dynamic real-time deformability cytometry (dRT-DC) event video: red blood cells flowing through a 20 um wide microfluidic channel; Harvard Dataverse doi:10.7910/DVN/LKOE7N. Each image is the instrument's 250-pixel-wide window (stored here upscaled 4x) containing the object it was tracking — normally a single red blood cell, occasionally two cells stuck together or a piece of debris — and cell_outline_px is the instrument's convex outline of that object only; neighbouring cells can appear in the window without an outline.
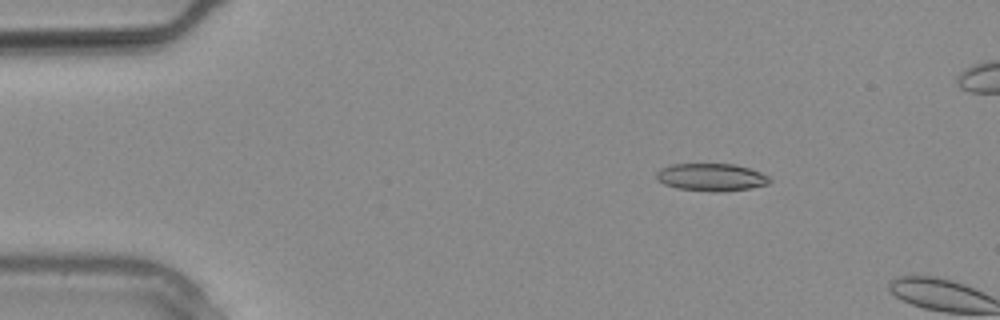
{"species": "common noctule bat (a hibernating species)", "species_latin": "Nyctalus noctula", "temperature_condition": "warm", "stored_images_in_passage": 6, "camera_frame_rate_fps": 3000, "um_per_image_px": 0.085, "animal": {"sex": "male", "body_mass_g": 20.4}, "frame": {"image": 1, "passage_image": 5, "time_ms": 1.333, "image_size_px": [1000, 320], "cell_outline_px": [[772, 180], [768, 184], [748, 188], [724, 192], [712, 192], [676, 188], [664, 184], [656, 180], [656, 172], [660, 168], [672, 164], [736, 164], [760, 172], [768, 176]], "centroid_in_image_um": [60.43, 15.07], "position_along_channel_um": 24.6, "area_um2": 18.32}}